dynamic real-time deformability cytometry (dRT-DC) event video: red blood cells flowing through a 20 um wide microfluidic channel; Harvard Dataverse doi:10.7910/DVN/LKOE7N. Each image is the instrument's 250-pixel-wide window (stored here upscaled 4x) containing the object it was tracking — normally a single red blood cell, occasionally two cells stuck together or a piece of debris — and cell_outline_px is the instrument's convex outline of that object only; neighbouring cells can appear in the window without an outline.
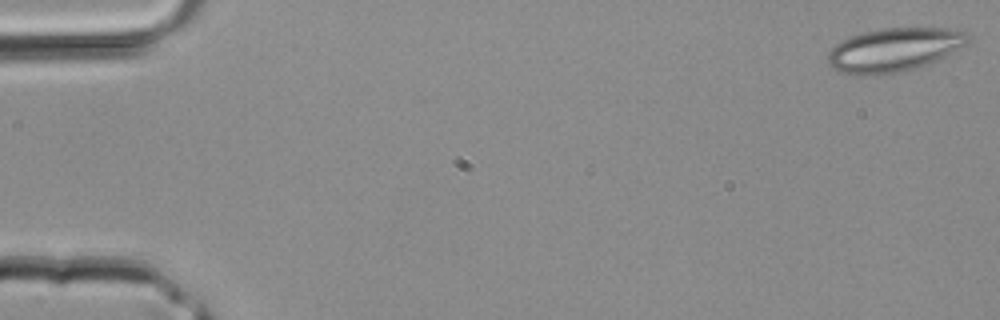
{"species": "common noctule bat (a hibernating species)", "species_latin": "Nyctalus noctula", "temperature_condition": "room temperature", "stored_images_in_passage": 39, "camera_frame_rate_fps": 3000, "um_per_image_px": 0.085, "animal": {"sex": "male", "body_mass_g": 20.4}, "frame": {"image": 1, "passage_image": 1, "time_ms": 0.0, "image_size_px": [1000, 320], "cell_outline_px": [[972, 36], [968, 44], [936, 60], [916, 68], [900, 72], [840, 72], [832, 68], [828, 64], [828, 52], [836, 44], [852, 36], [864, 32], [880, 28], [944, 28], [968, 32]], "centroid_in_image_um": [76.07, 4.18], "position_along_channel_um": 8.9, "area_um2": 34.74}}
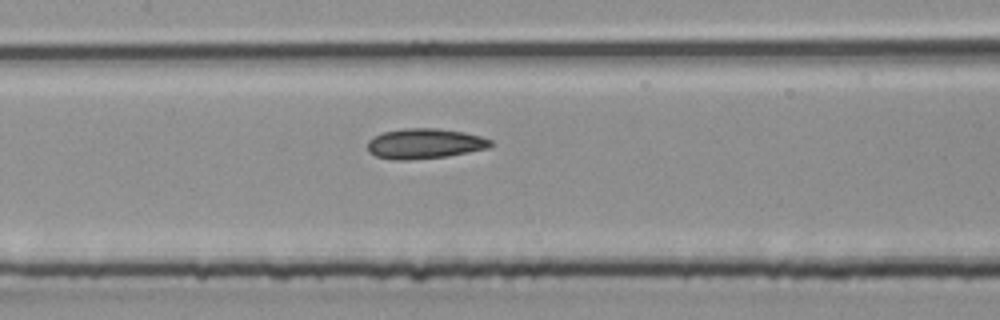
{"frame": {"image": 2, "passage_image": 19, "time_ms": 6.0, "image_size_px": [1000, 320], "cell_outline_px": [[492, 144], [488, 148], [448, 156], [408, 160], [392, 160], [376, 156], [368, 152], [368, 140], [384, 132], [400, 128], [436, 128], [464, 132], [480, 136], [492, 140]], "centroid_in_image_um": [36.08, 12.21], "position_along_channel_um": 171.3, "area_um2": 21.68}}
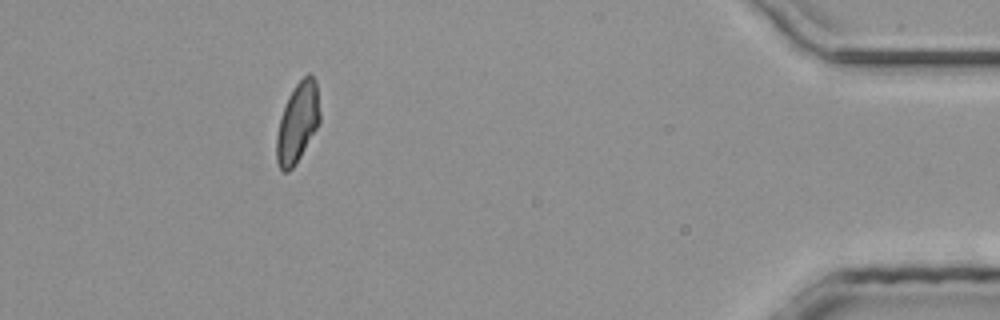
{"frame": {"image": 3, "passage_image": 36, "time_ms": 11.667, "image_size_px": [1000, 320], "cell_outline_px": [[320, 124], [296, 164], [288, 172], [284, 172], [280, 168], [276, 160], [276, 136], [280, 120], [288, 96], [296, 84], [308, 72], [312, 72], [316, 80], [320, 112]], "centroid_in_image_um": [25.32, 10.41], "position_along_channel_um": 409.9, "area_um2": 20.35}}